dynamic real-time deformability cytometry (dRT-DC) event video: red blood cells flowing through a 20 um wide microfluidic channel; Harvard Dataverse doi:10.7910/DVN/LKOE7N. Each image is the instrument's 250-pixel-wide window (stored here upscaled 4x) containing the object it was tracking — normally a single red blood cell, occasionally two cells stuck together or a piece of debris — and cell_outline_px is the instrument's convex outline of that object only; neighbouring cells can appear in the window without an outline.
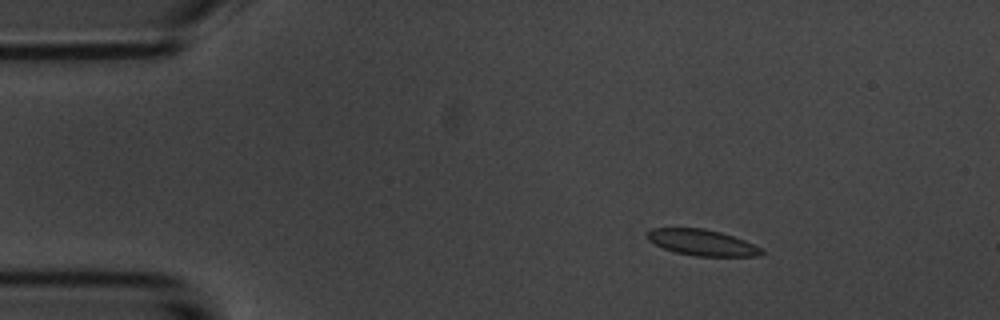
{"species": "common noctule bat (a hibernating species)", "species_latin": "Nyctalus noctula", "temperature_condition": "room temperature", "stored_images_in_passage": 5, "camera_frame_rate_fps": 3000, "um_per_image_px": 0.085, "animal": {"sex": "male", "body_mass_g": 20.1, "forearm_length_mm": 53.5}, "frame": {"image": 1, "passage_image": 2, "time_ms": 1.0, "image_size_px": [1000, 320], "cell_outline_px": [[764, 252], [756, 256], [696, 256], [676, 252], [664, 248], [648, 240], [644, 232], [652, 228], [704, 228], [720, 232], [744, 240], [764, 248]], "centroid_in_image_um": [59.66, 20.61], "position_along_channel_um": 25.3, "area_um2": 17.34}}